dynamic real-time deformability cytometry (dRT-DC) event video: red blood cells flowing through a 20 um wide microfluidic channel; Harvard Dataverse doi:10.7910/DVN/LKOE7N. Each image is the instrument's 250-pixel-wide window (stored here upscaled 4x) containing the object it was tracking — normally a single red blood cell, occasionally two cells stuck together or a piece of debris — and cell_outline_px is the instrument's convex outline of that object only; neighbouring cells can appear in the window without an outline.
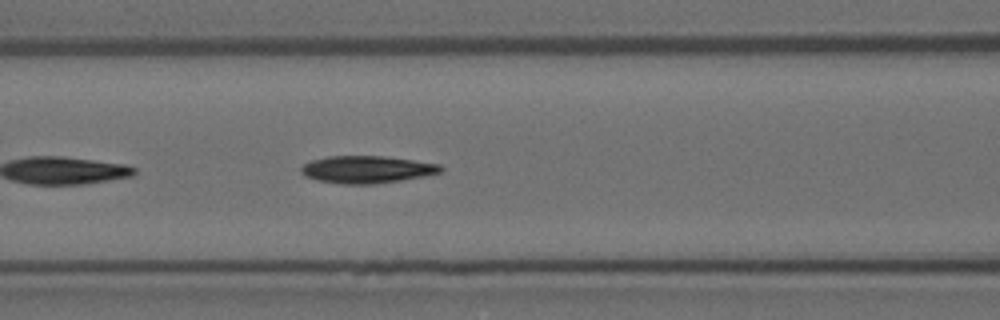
{"species": "Egyptian fruit bat (a non-hibernating species)", "species_latin": "Rousettus aegyptiacus", "temperature_condition": "room temperature", "stored_images_in_passage": 17, "camera_frame_rate_fps": 3000, "um_per_image_px": 0.085, "animal": {"sex": "female"}, "frame": {"image": 1, "passage_image": 8, "time_ms": 2.333, "image_size_px": [1000, 320], "cell_outline_px": [[444, 168], [440, 172], [424, 176], [376, 184], [340, 184], [316, 180], [304, 176], [300, 172], [300, 168], [304, 164], [312, 160], [328, 156], [384, 156], [440, 164]], "centroid_in_image_um": [31.15, 14.41], "position_along_channel_um": 135.5, "area_um2": 22.25}}
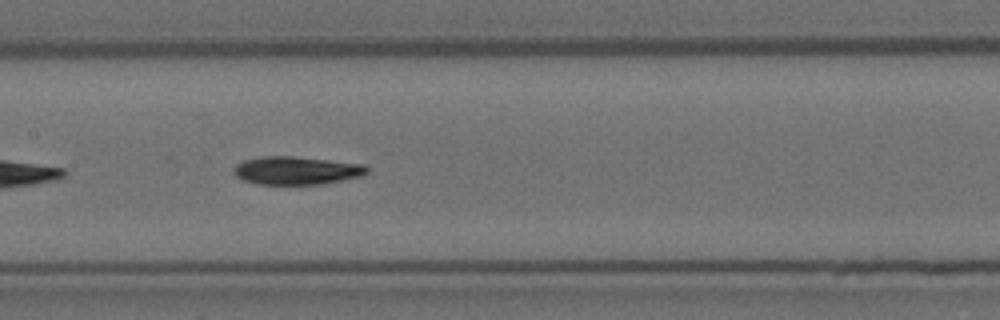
{"frame": {"image": 2, "passage_image": 12, "time_ms": 3.667, "image_size_px": [1000, 320], "cell_outline_px": [[368, 172], [364, 176], [324, 184], [256, 184], [240, 180], [236, 176], [232, 168], [236, 164], [244, 160], [260, 156], [292, 156], [364, 164], [368, 168]], "centroid_in_image_um": [25.18, 14.5], "position_along_channel_um": 182.2, "area_um2": 22.08}}